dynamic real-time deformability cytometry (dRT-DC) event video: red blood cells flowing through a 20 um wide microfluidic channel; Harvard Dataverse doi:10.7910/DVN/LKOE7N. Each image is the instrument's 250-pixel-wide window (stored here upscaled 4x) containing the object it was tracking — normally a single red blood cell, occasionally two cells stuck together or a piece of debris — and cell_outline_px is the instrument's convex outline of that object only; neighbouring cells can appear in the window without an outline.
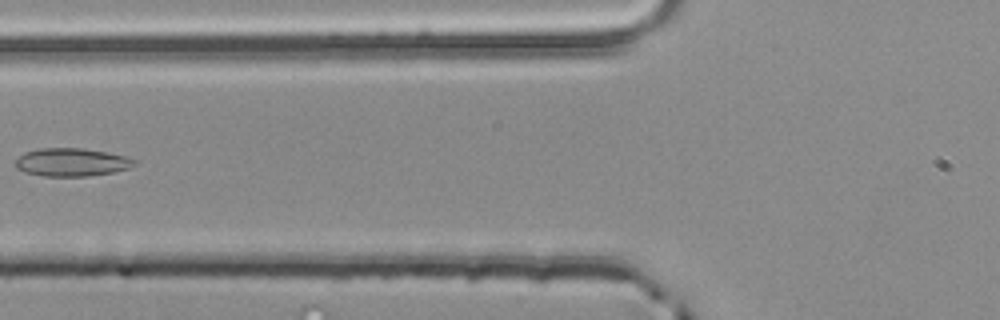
{"species": "common noctule bat (a hibernating species)", "species_latin": "Nyctalus noctula", "temperature_condition": "room temperature", "stored_images_in_passage": 3, "camera_frame_rate_fps": 3000, "um_per_image_px": 0.085, "animal": {"sex": "male", "body_mass_g": 20.4}, "frame": {"image": 1, "passage_image": 3, "time_ms": 0.667, "image_size_px": [1000, 320], "cell_outline_px": [[140, 160], [136, 164], [128, 168], [112, 172], [88, 176], [44, 176], [24, 172], [16, 168], [16, 160], [24, 152], [40, 148], [84, 148], [108, 152], [128, 156]], "centroid_in_image_um": [6.14, 13.78], "position_along_channel_um": 119.7, "area_um2": 19.65}}